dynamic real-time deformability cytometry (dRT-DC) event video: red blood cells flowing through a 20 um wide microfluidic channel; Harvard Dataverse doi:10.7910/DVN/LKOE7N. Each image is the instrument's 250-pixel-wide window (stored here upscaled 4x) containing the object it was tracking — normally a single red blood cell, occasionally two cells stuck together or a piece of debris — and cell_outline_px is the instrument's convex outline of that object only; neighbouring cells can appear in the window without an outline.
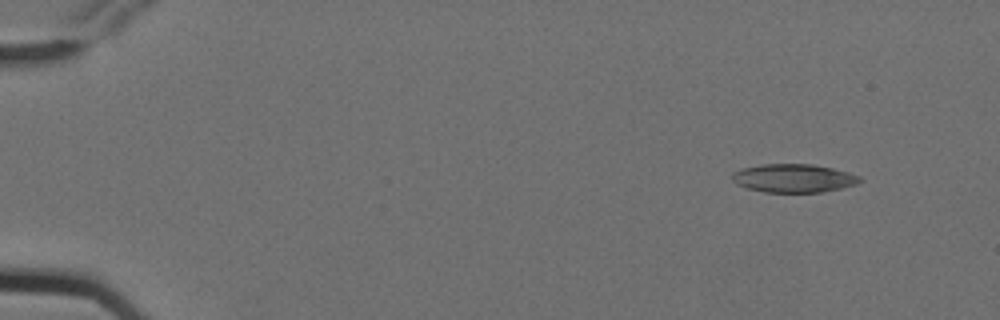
{"species": "Egyptian fruit bat (a non-hibernating species)", "species_latin": "Rousettus aegyptiacus", "temperature_condition": "cold", "stored_images_in_passage": 4, "camera_frame_rate_fps": 3000, "um_per_image_px": 0.085, "animal": {"sex": "female"}, "frame": {"image": 1, "passage_image": 1, "time_ms": 0.0, "image_size_px": [1000, 320], "cell_outline_px": [[864, 180], [856, 184], [840, 188], [820, 192], [764, 192], [748, 188], [736, 184], [732, 180], [732, 172], [744, 168], [764, 164], [812, 164], [832, 168], [848, 172], [860, 176]], "centroid_in_image_um": [67.46, 15.14], "position_along_channel_um": 17.5, "area_um2": 21.04}}
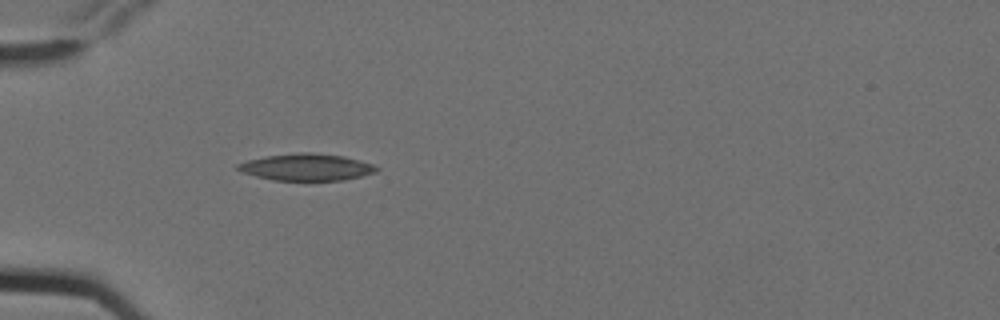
{"frame": {"image": 2, "passage_image": 4, "time_ms": 1.0, "image_size_px": [1000, 320], "cell_outline_px": [[380, 168], [376, 172], [344, 180], [272, 180], [256, 176], [244, 172], [236, 168], [236, 164], [248, 160], [264, 156], [300, 152], [308, 152], [344, 156], [372, 164]], "centroid_in_image_um": [26.05, 14.2], "position_along_channel_um": 59.0, "area_um2": 21.56}}